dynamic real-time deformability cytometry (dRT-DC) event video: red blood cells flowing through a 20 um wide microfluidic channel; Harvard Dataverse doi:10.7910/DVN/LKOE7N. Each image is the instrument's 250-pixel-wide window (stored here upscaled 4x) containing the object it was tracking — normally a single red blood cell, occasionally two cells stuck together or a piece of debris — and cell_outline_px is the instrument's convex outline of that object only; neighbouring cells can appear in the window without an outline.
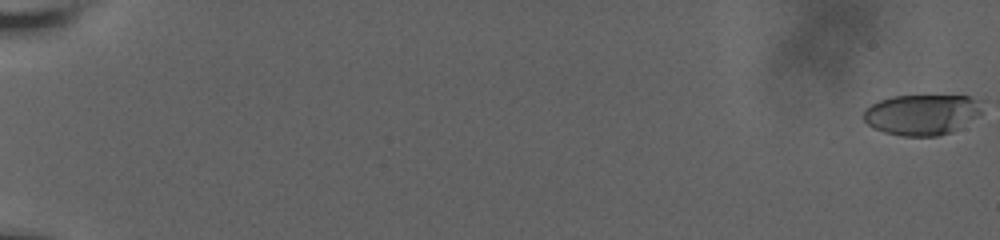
{"species": "human", "species_latin": "Homo sapiens", "temperature_condition": "room temperature", "stored_images_in_passage": 24, "camera_frame_rate_fps": 3000, "um_per_image_px": 0.085, "donor": {"sex": "male"}, "frame": {"image": 1, "passage_image": 1, "time_ms": 0.0, "image_size_px": [1000, 240], "cell_outline_px": [[984, 100], [980, 112], [976, 116], [952, 132], [936, 136], [900, 136], [884, 132], [872, 128], [864, 120], [864, 108], [880, 100], [892, 96], [968, 96]], "centroid_in_image_um": [78.35, 9.73], "position_along_channel_um": 6.7, "area_um2": 28.09}}
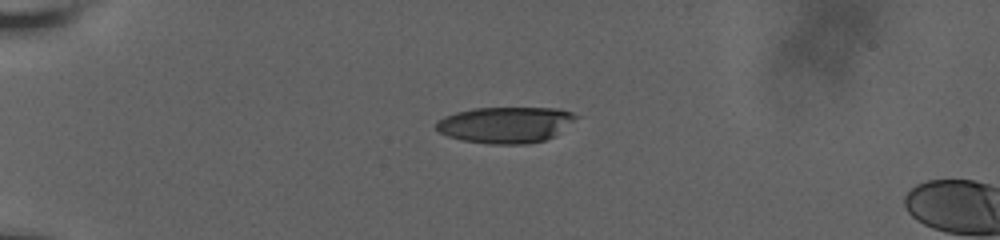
{"frame": {"image": 2, "passage_image": 19, "time_ms": 6.0, "image_size_px": [1000, 240], "cell_outline_px": [[580, 116], [556, 136], [544, 140], [528, 144], [488, 144], [464, 140], [448, 136], [440, 132], [436, 128], [436, 124], [444, 116], [456, 112], [476, 108], [560, 108], [572, 112]], "centroid_in_image_um": [43.03, 10.61], "position_along_channel_um": 42.0, "area_um2": 29.54}}